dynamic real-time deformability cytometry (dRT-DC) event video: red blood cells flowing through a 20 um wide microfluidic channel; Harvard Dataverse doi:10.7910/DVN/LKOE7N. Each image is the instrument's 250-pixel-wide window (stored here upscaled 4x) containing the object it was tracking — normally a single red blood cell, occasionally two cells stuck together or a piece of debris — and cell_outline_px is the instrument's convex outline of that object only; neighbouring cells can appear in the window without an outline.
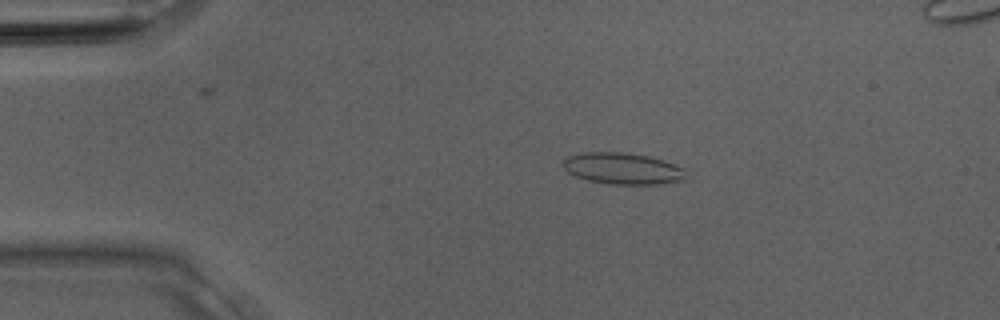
{"species": "Egyptian fruit bat (a non-hibernating species)", "species_latin": "Rousettus aegyptiacus", "temperature_condition": "room temperature", "stored_images_in_passage": 27, "segment_of_instrument_passage": [1, 2], "camera_frame_rate_fps": 3000, "um_per_image_px": 0.085, "animal": {"sex": "male"}, "frame": {"image": 1, "passage_image": 1, "time_ms": 0.0, "image_size_px": [1000, 320], "cell_outline_px": [[688, 180], [660, 184], [612, 184], [588, 180], [576, 176], [568, 172], [564, 168], [564, 160], [568, 156], [584, 152], [620, 152], [648, 156], [684, 168]], "centroid_in_image_um": [52.96, 14.33], "position_along_channel_um": 32.0, "area_um2": 22.37}}
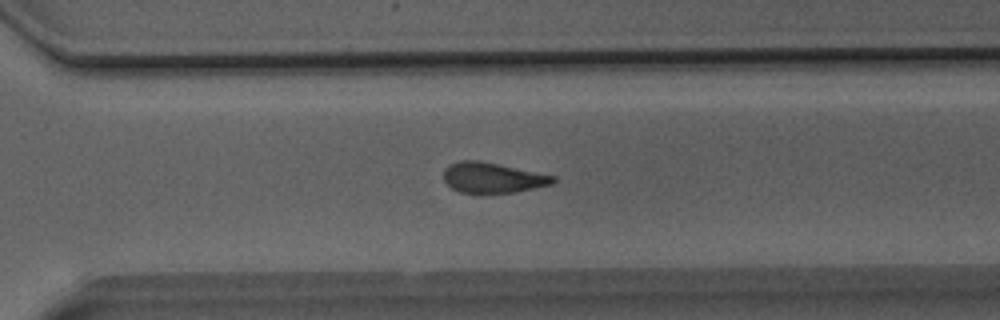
{"frame": {"image": 2, "passage_image": 17, "time_ms": 5.333, "image_size_px": [1000, 320], "cell_outline_px": [[556, 180], [552, 184], [516, 192], [460, 192], [452, 188], [444, 180], [444, 172], [452, 164], [460, 160], [480, 160], [556, 176]], "centroid_in_image_um": [41.91, 15.09], "position_along_channel_um": 328.7, "area_um2": 19.02}}
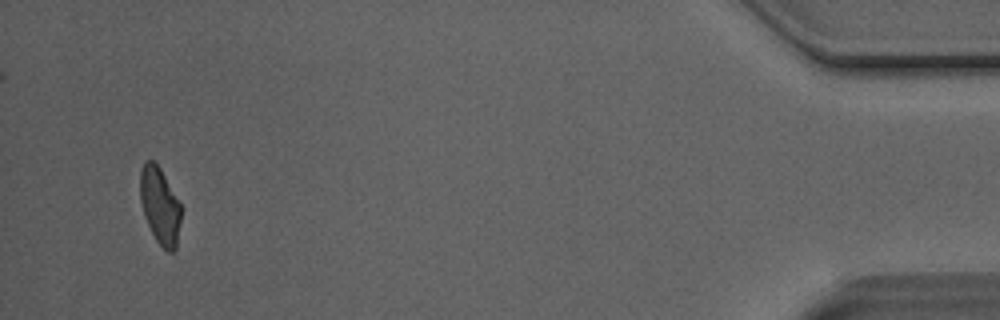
{"frame": {"image": 3, "passage_image": 25, "time_ms": 8.0, "image_size_px": [1000, 320], "cell_outline_px": [[184, 208], [176, 252], [168, 252], [156, 240], [144, 216], [140, 200], [140, 168], [144, 160], [152, 160], [160, 168]], "centroid_in_image_um": [13.64, 17.5], "position_along_channel_um": 421.6, "area_um2": 18.9}}